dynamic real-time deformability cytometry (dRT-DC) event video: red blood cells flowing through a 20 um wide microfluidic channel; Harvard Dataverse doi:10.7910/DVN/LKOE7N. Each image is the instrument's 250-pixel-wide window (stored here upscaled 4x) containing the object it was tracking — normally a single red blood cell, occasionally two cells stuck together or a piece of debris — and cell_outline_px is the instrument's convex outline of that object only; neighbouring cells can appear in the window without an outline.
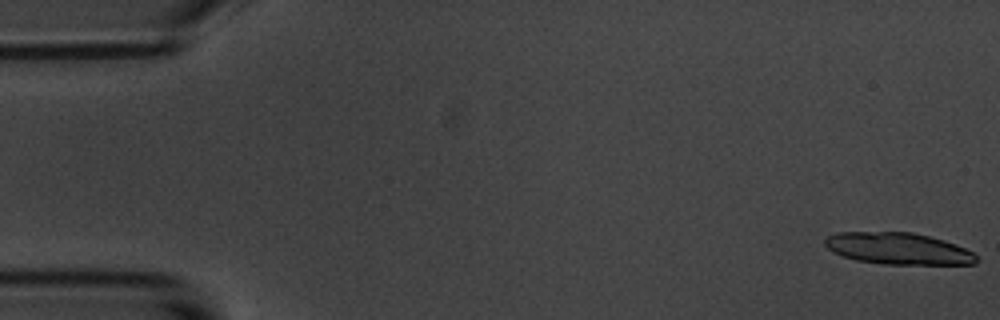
{"species": "common noctule bat (a hibernating species)", "species_latin": "Nyctalus noctula", "temperature_condition": "room temperature", "stored_images_in_passage": 33, "camera_frame_rate_fps": 3000, "um_per_image_px": 0.085, "animal": {"sex": "male", "body_mass_g": 20.1, "forearm_length_mm": 53.5}, "frame": {"image": 1, "passage_image": 1, "time_ms": 0.0, "image_size_px": [1000, 320], "cell_outline_px": [[980, 260], [976, 264], [884, 264], [856, 260], [832, 252], [824, 244], [824, 240], [828, 236], [836, 232], [912, 232], [944, 240], [956, 244], [972, 252]], "centroid_in_image_um": [76.35, 21.13], "position_along_channel_um": 8.7, "area_um2": 27.98}}